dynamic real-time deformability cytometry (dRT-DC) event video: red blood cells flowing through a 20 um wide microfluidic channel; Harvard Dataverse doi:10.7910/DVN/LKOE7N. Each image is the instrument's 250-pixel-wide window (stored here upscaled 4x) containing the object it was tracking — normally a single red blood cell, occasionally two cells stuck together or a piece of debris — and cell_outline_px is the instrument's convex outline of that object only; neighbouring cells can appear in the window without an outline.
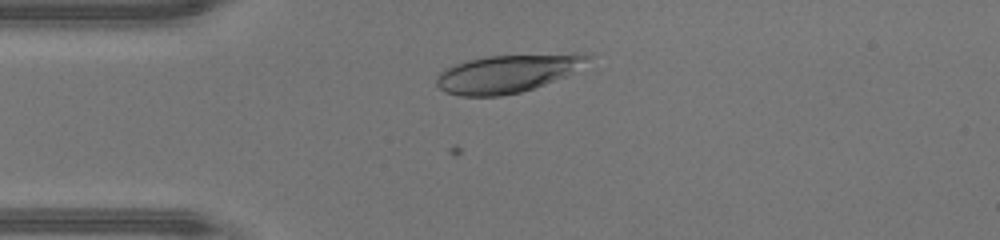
{"species": "human", "species_latin": "Homo sapiens", "temperature_condition": "warm", "stored_images_in_passage": 38, "camera_frame_rate_fps": 3000, "um_per_image_px": 0.085, "donor": {"sex": "male"}, "frame": {"image": 1, "passage_image": 9, "time_ms": 2.667, "image_size_px": [1000, 240], "cell_outline_px": [[596, 56], [564, 76], [544, 84], [520, 92], [500, 96], [460, 96], [444, 92], [436, 84], [436, 76], [444, 68], [452, 64], [484, 56], [572, 52], [576, 52]], "centroid_in_image_um": [43.11, 6.22], "position_along_channel_um": 41.9, "area_um2": 33.87}}
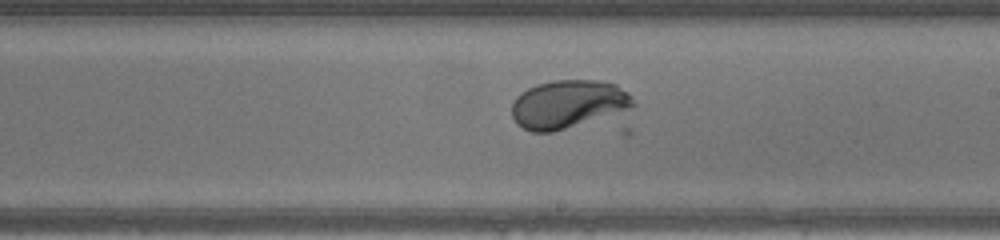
{"frame": {"image": 2, "passage_image": 24, "time_ms": 7.667, "image_size_px": [1000, 240], "cell_outline_px": [[636, 104], [632, 108], [624, 112], [552, 132], [532, 132], [516, 124], [512, 116], [512, 104], [516, 96], [520, 92], [536, 84], [552, 80], [600, 80], [616, 84], [628, 92], [636, 100]], "centroid_in_image_um": [48.32, 8.84], "position_along_channel_um": 240.7, "area_um2": 34.56}}
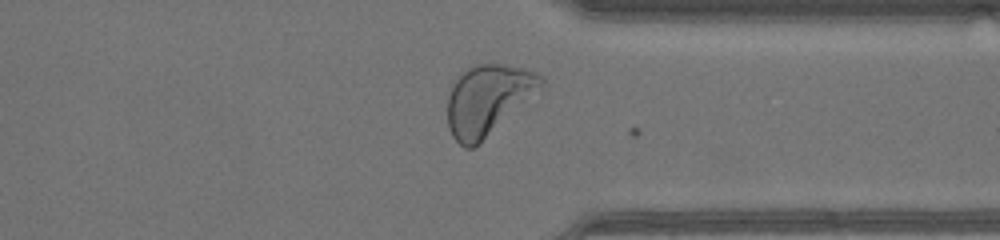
{"frame": {"image": 3, "passage_image": 33, "time_ms": 10.667, "image_size_px": [1000, 240], "cell_outline_px": [[544, 84], [480, 144], [472, 148], [464, 148], [452, 136], [448, 128], [448, 96], [452, 80], [460, 72], [476, 64], [500, 64], [524, 68], [536, 72], [544, 76]], "centroid_in_image_um": [41.42, 8.46], "position_along_channel_um": 370.0, "area_um2": 38.15}, "authors_computed_cell_mechanics": {"area_um2": 34.1309, "velocity_mm_per_s": 4.3919, "shape_relaxation_time_tau1_ms": 2.1801, "shape_relaxation_time_tau2_ms": null, "deformation_change_tau1": 0.1794, "deformation_change_tau2": null}}